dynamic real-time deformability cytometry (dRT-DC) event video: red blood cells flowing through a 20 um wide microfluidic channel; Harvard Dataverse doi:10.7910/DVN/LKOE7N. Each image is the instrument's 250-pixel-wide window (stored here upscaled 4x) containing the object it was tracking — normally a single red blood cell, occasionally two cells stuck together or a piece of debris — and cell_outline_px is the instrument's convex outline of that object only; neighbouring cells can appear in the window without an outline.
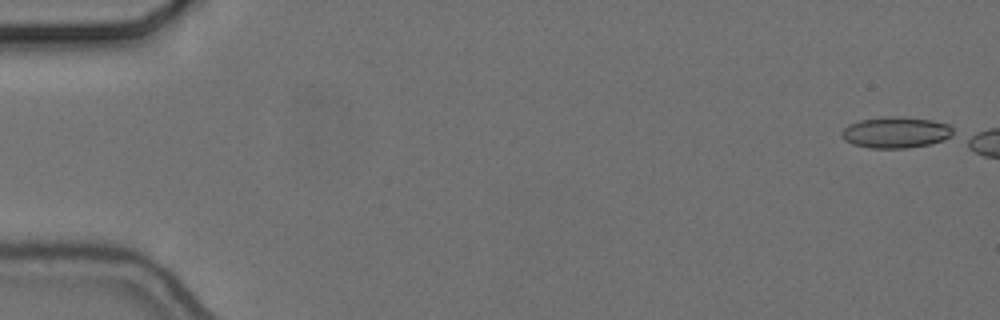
{"species": "common noctule bat (a hibernating species)", "species_latin": "Nyctalus noctula", "temperature_condition": "cold", "stored_images_in_passage": 6, "camera_frame_rate_fps": 3000, "um_per_image_px": 0.085, "animal": {"sex": "female", "body_mass_g": 24.6, "forearm_length_mm": 56.2}, "frame": {"image": 1, "passage_image": 1, "time_ms": 0.0, "image_size_px": [1000, 320], "cell_outline_px": [[952, 136], [944, 140], [932, 144], [908, 148], [868, 148], [852, 144], [844, 140], [840, 136], [840, 132], [848, 124], [860, 120], [888, 116], [900, 116], [932, 120], [948, 124], [952, 128]], "centroid_in_image_um": [76.12, 11.26], "position_along_channel_um": 8.9, "area_um2": 20.52}}